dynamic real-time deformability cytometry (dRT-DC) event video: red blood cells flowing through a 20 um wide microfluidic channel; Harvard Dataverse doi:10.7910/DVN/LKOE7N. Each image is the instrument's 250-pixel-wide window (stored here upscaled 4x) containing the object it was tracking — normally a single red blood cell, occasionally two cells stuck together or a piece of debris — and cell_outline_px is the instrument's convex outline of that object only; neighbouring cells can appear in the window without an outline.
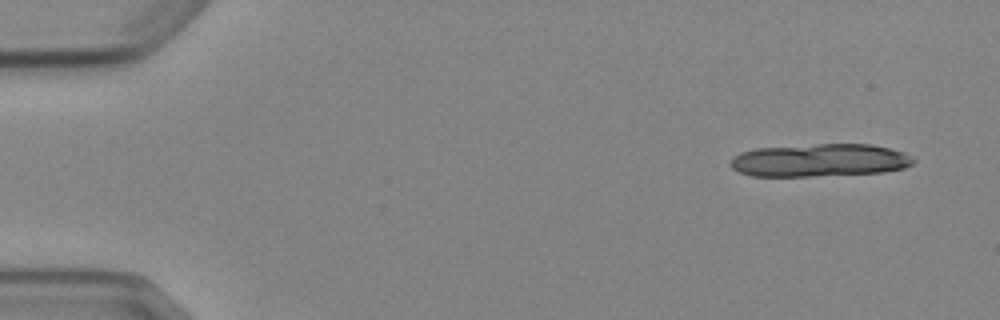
{"species": "Egyptian fruit bat (a non-hibernating species)", "species_latin": "Rousettus aegyptiacus", "temperature_condition": "cold", "stored_images_in_passage": 7, "camera_frame_rate_fps": 3000, "um_per_image_px": 0.085, "animal": {"sex": "female"}, "frame": {"image": 1, "passage_image": 1, "time_ms": 0.0, "image_size_px": [1000, 320], "cell_outline_px": [[916, 160], [912, 164], [904, 168], [884, 172], [808, 176], [752, 176], [740, 172], [732, 168], [728, 164], [728, 160], [740, 152], [756, 148], [816, 144], [872, 144], [904, 152], [912, 156]], "centroid_in_image_um": [69.65, 13.62], "position_along_channel_um": 15.3, "area_um2": 35.2}}
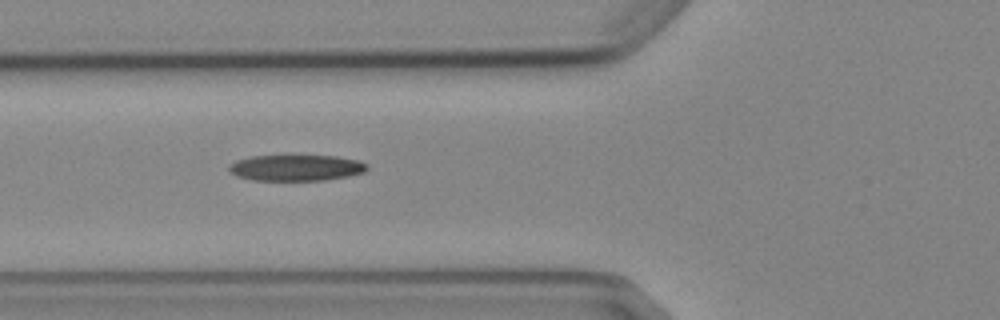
{"frame": {"image": 2, "passage_image": 5, "time_ms": 5.667, "image_size_px": [1000, 320], "cell_outline_px": [[368, 168], [364, 172], [348, 176], [324, 180], [252, 180], [236, 176], [228, 168], [228, 164], [236, 160], [252, 156], [284, 152], [336, 156], [356, 160], [368, 164]], "centroid_in_image_um": [25.13, 14.2], "position_along_channel_um": 100.7, "area_um2": 22.08}}